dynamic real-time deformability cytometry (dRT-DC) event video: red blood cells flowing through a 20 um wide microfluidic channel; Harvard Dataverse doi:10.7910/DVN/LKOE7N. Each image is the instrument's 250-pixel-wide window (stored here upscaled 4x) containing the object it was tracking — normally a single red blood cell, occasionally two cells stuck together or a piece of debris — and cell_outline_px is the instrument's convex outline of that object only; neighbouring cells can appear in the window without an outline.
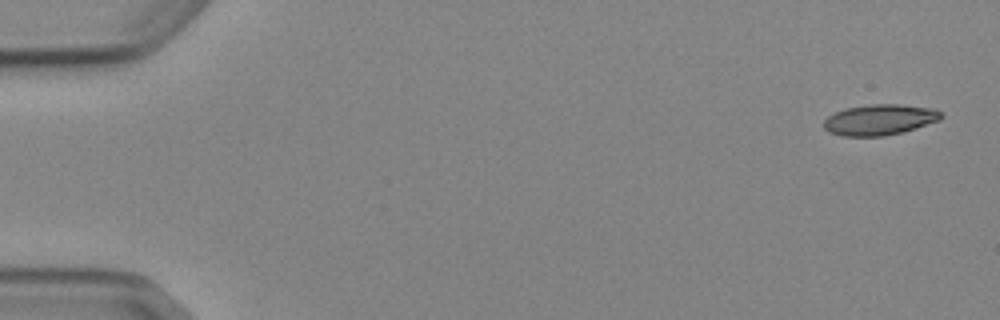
{"species": "Egyptian fruit bat (a non-hibernating species)", "species_latin": "Rousettus aegyptiacus", "temperature_condition": "cold", "stored_images_in_passage": 5, "camera_frame_rate_fps": 3000, "um_per_image_px": 0.085, "animal": {"sex": "female"}, "frame": {"image": 1, "passage_image": 1, "time_ms": 0.0, "image_size_px": [1000, 320], "cell_outline_px": [[944, 116], [940, 120], [904, 132], [884, 136], [844, 136], [828, 132], [824, 128], [824, 120], [828, 116], [836, 112], [848, 108], [872, 104], [896, 104], [932, 108], [940, 112]], "centroid_in_image_um": [74.78, 10.19], "position_along_channel_um": 10.2, "area_um2": 20.92}}
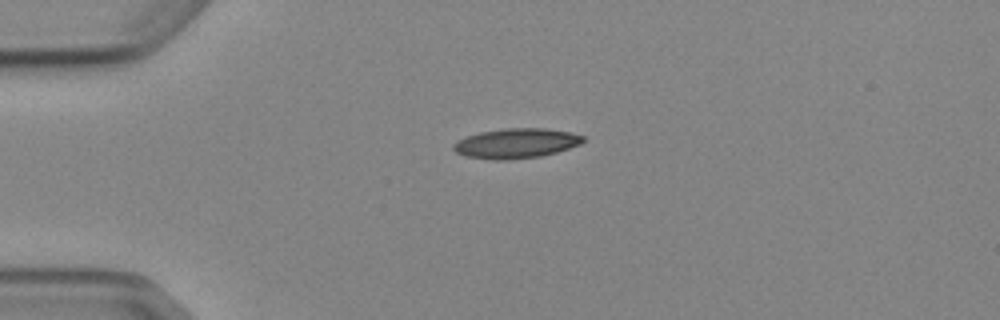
{"frame": {"image": 2, "passage_image": 4, "time_ms": 3.667, "image_size_px": [1000, 320], "cell_outline_px": [[584, 140], [580, 144], [556, 152], [540, 156], [508, 160], [492, 160], [464, 156], [456, 152], [452, 148], [452, 144], [456, 140], [480, 132], [504, 128], [548, 128], [568, 132], [584, 136]], "centroid_in_image_um": [43.82, 12.18], "position_along_channel_um": 41.2, "area_um2": 22.6}}